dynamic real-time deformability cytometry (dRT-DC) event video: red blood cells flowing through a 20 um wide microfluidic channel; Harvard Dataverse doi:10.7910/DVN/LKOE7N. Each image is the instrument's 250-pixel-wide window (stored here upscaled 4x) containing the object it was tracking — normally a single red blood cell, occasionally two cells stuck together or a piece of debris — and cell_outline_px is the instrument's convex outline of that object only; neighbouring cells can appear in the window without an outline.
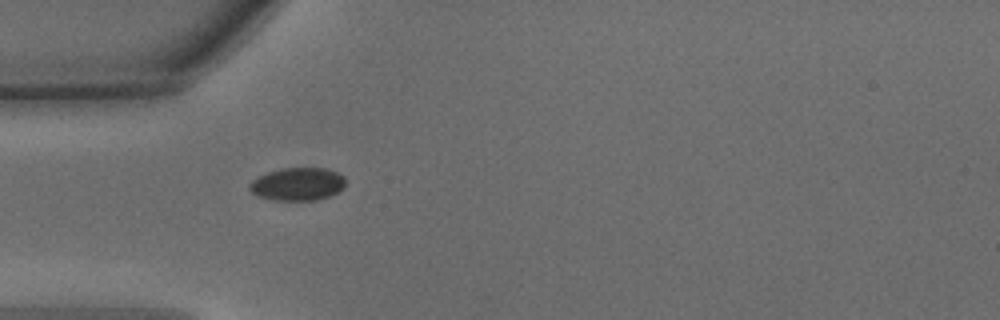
{"species": "common noctule bat (a hibernating species)", "species_latin": "Nyctalus noctula", "temperature_condition": "warm", "stored_images_in_passage": 34, "camera_frame_rate_fps": 3000, "um_per_image_px": 0.085, "animal": {"sex": "male", "body_mass_g": 15.6}, "frame": {"image": 1, "passage_image": 1, "time_ms": 0.0, "image_size_px": [1000, 320], "cell_outline_px": [[344, 188], [328, 196], [316, 200], [276, 200], [260, 196], [252, 192], [248, 188], [248, 184], [252, 180], [268, 172], [280, 168], [324, 168], [336, 172], [344, 176]], "centroid_in_image_um": [25.29, 15.64], "position_along_channel_um": 59.7, "area_um2": 18.21}}
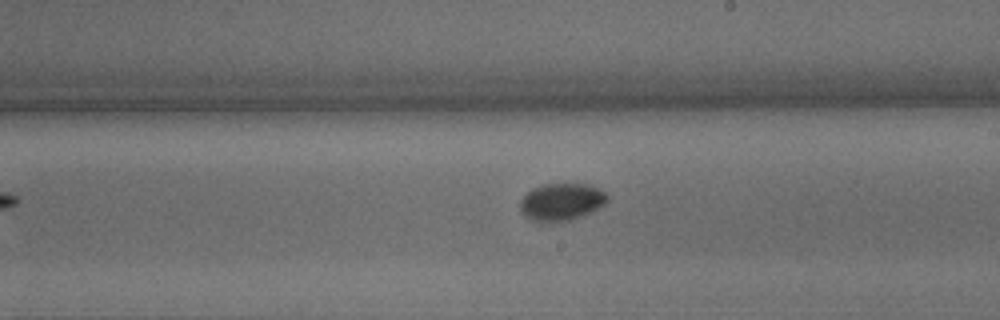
{"frame": {"image": 2, "passage_image": 14, "time_ms": 4.333, "image_size_px": [1000, 320], "cell_outline_px": [[608, 200], [600, 208], [584, 216], [572, 220], [532, 220], [524, 216], [520, 208], [520, 200], [532, 188], [544, 184], [588, 184], [604, 192], [608, 196]], "centroid_in_image_um": [47.75, 17.15], "position_along_channel_um": 241.3, "area_um2": 18.73}}
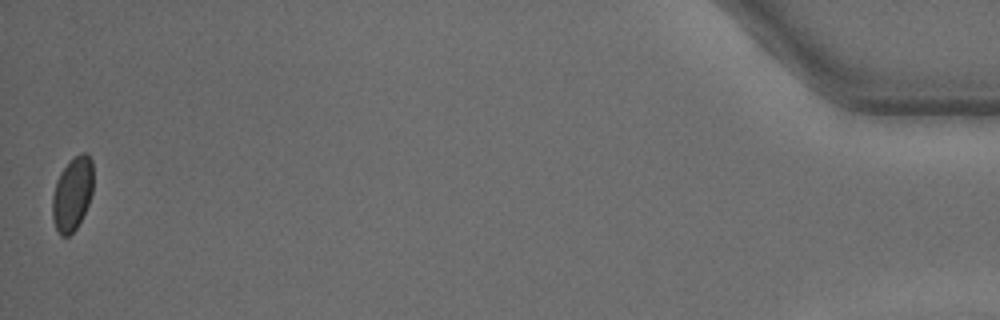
{"frame": {"image": 3, "passage_image": 34, "time_ms": 11.0, "image_size_px": [1000, 320], "cell_outline_px": [[92, 192], [88, 204], [76, 228], [68, 236], [60, 236], [56, 228], [52, 216], [52, 196], [56, 180], [60, 172], [80, 152], [88, 152], [92, 160]], "centroid_in_image_um": [6.14, 16.46], "position_along_channel_um": 429.1, "area_um2": 17.4}, "authors_computed_cell_mechanics": {"area_um2": 18.0047, "velocity_mm_per_s": 4.2301, "shape_relaxation_time_tau1_ms": 8.2718, "shape_relaxation_time_tau2_ms": null, "deformation_change_tau1": 0.1522, "deformation_change_tau2": null}}